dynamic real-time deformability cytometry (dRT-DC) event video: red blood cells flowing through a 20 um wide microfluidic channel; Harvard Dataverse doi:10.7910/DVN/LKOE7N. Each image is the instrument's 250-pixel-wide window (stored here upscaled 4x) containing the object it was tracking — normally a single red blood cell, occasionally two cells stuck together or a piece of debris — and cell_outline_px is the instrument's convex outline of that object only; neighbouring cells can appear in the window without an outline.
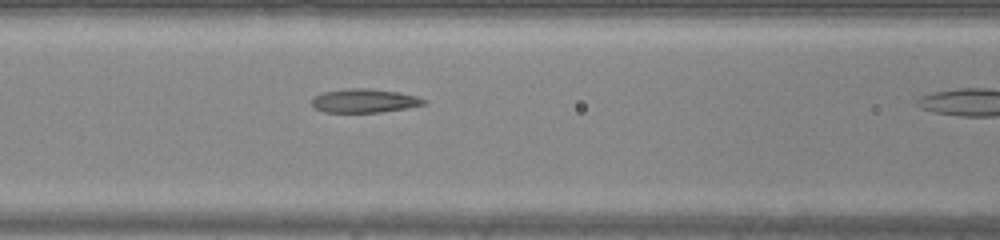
{"species": "common noctule bat (a hibernating species)", "species_latin": "Nyctalus noctula", "temperature_condition": "warm", "stored_images_in_passage": 11, "camera_frame_rate_fps": 3000, "um_per_image_px": 0.085, "animal": {"sex": "male", "body_mass_g": 20.0, "forearm_length_mm": 53.3}, "frame": {"image": 1, "passage_image": 10, "time_ms": 3.0, "image_size_px": [1000, 240], "cell_outline_px": [[428, 104], [408, 108], [380, 112], [324, 112], [312, 108], [312, 100], [316, 96], [324, 92], [348, 88], [368, 88], [396, 92], [416, 96], [428, 100]], "centroid_in_image_um": [31.0, 8.57], "position_along_channel_um": 135.6, "area_um2": 15.55}}